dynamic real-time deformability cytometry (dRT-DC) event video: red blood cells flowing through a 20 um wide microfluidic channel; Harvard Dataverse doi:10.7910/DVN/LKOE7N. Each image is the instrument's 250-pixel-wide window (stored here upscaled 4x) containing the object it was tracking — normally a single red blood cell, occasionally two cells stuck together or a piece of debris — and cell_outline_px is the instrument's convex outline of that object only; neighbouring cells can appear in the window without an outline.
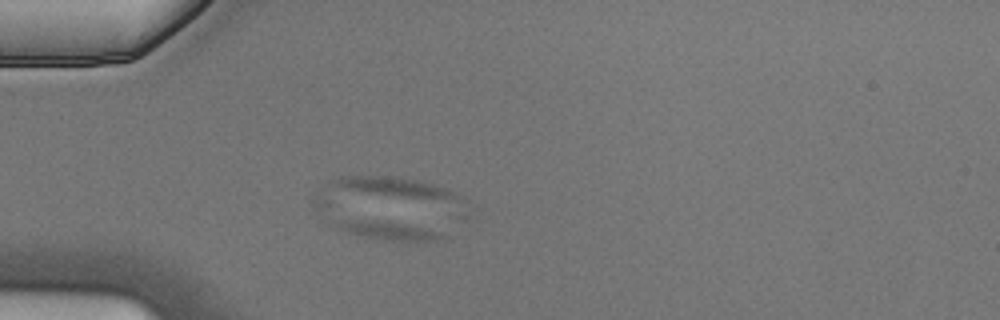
{"species": "Egyptian fruit bat (a non-hibernating species)", "species_latin": "Rousettus aegyptiacus", "temperature_condition": "cold", "stored_images_in_passage": 5, "camera_frame_rate_fps": 3000, "um_per_image_px": 0.085, "animal": {"sex": "male"}, "frame": {"image": 1, "passage_image": 4, "time_ms": 1.0, "image_size_px": [1000, 320], "cell_outline_px": [[440, 240], [384, 240], [360, 236], [348, 232], [332, 224], [340, 220], [376, 220], [404, 224], [436, 232], [440, 236]], "centroid_in_image_um": [32.82, 19.58], "position_along_channel_um": 52.2, "area_um2": 10.58}}